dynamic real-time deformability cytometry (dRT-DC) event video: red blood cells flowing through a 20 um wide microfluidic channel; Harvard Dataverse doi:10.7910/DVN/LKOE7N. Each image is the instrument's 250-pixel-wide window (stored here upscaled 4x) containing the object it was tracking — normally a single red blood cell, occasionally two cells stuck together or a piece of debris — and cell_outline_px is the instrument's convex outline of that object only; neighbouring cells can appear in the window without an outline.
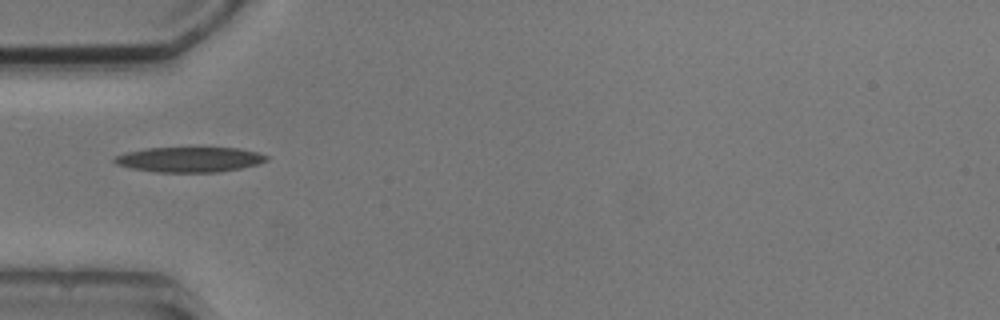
{"species": "common noctule bat (a hibernating species)", "species_latin": "Nyctalus noctula", "temperature_condition": "cold", "stored_images_in_passage": 8, "camera_frame_rate_fps": 3000, "um_per_image_px": 0.085, "animal": {"sex": "male", "body_mass_g": 20.5, "forearm_length_mm": 52.5}, "frame": {"image": 1, "passage_image": 5, "time_ms": 4.667, "image_size_px": [1000, 320], "cell_outline_px": [[268, 160], [260, 164], [220, 172], [156, 172], [132, 168], [116, 164], [112, 160], [116, 156], [124, 152], [144, 148], [240, 148], [256, 152], [268, 156]], "centroid_in_image_um": [16.11, 13.56], "position_along_channel_um": 68.9, "area_um2": 22.31}}